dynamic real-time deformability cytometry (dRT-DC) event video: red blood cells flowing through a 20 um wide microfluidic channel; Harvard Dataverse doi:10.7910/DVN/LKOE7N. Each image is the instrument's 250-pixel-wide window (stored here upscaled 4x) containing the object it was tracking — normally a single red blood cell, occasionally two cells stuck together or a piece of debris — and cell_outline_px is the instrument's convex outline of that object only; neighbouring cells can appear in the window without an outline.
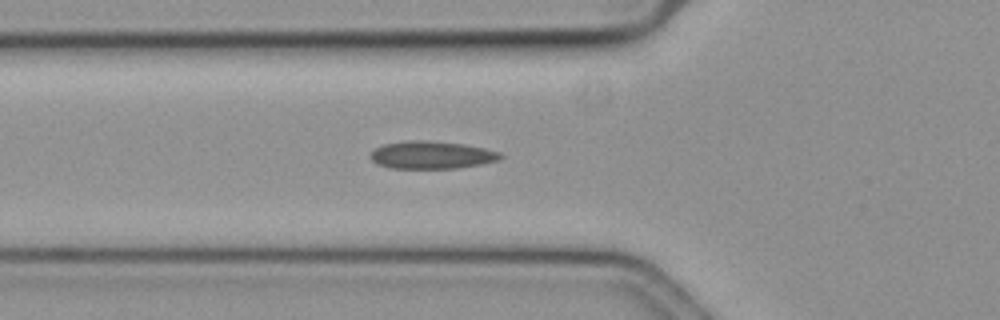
{"species": "common noctule bat (a hibernating species)", "species_latin": "Nyctalus noctula", "temperature_condition": "cold", "stored_images_in_passage": 34, "camera_frame_rate_fps": 3000, "um_per_image_px": 0.085, "animal": {"sex": "female", "body_mass_g": 19.3, "forearm_length_mm": 54.1}, "frame": {"image": 1, "passage_image": 2, "time_ms": 0.333, "image_size_px": [1000, 320], "cell_outline_px": [[504, 156], [500, 160], [480, 164], [456, 168], [392, 168], [376, 164], [368, 156], [376, 148], [384, 144], [408, 140], [424, 140], [464, 144], [484, 148], [500, 152]], "centroid_in_image_um": [36.69, 13.17], "position_along_channel_um": 89.1, "area_um2": 20.92}}
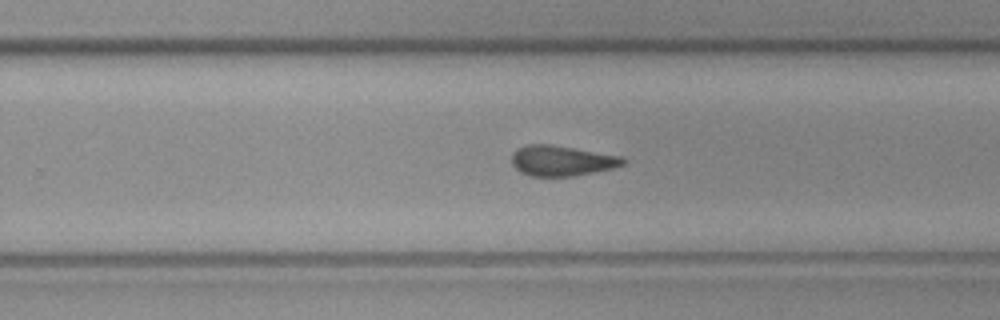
{"frame": {"image": 2, "passage_image": 18, "time_ms": 5.667, "image_size_px": [1000, 320], "cell_outline_px": [[628, 160], [624, 164], [612, 168], [572, 176], [528, 176], [520, 172], [512, 164], [512, 152], [516, 148], [528, 144], [548, 144], [620, 156]], "centroid_in_image_um": [47.69, 13.66], "position_along_channel_um": 282.1, "area_um2": 19.54}}
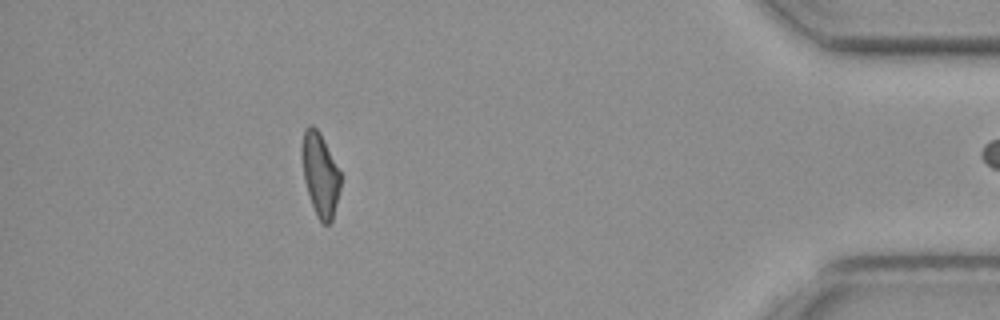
{"frame": {"image": 3, "passage_image": 33, "time_ms": 10.667, "image_size_px": [1000, 320], "cell_outline_px": [[340, 188], [332, 220], [328, 224], [324, 224], [316, 216], [304, 180], [300, 148], [304, 128], [308, 124], [312, 124], [320, 132], [340, 172]], "centroid_in_image_um": [27.18, 14.78], "position_along_channel_um": 408.0, "area_um2": 18.73}}